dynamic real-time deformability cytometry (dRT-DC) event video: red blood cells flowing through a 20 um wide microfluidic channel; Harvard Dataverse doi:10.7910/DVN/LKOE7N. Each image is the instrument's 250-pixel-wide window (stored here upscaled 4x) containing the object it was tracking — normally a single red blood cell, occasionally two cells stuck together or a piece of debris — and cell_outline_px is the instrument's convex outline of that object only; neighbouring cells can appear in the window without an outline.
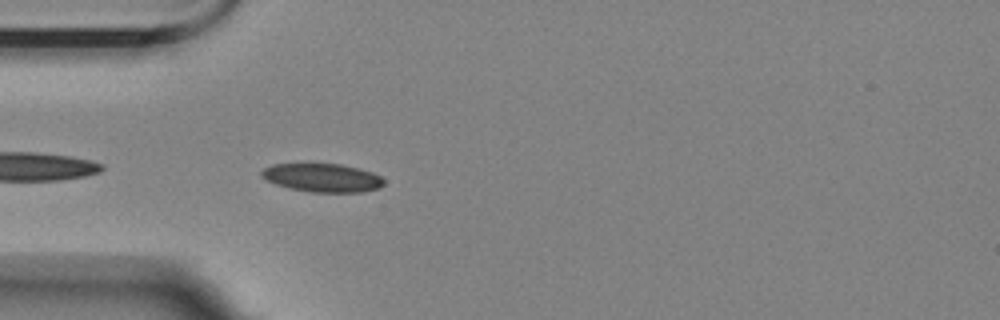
{"species": "Egyptian fruit bat (a non-hibernating species)", "species_latin": "Rousettus aegyptiacus", "temperature_condition": "room temperature", "stored_images_in_passage": 42, "camera_frame_rate_fps": 3000, "um_per_image_px": 0.085, "animal": {"sex": "female"}, "frame": {"image": 1, "passage_image": 1, "time_ms": 0.0, "image_size_px": [1000, 320], "cell_outline_px": [[384, 184], [380, 188], [364, 192], [312, 192], [288, 188], [276, 184], [260, 176], [260, 172], [264, 168], [272, 164], [340, 164], [372, 172], [380, 176], [384, 180]], "centroid_in_image_um": [27.41, 15.11], "position_along_channel_um": 57.6, "area_um2": 20.23}}
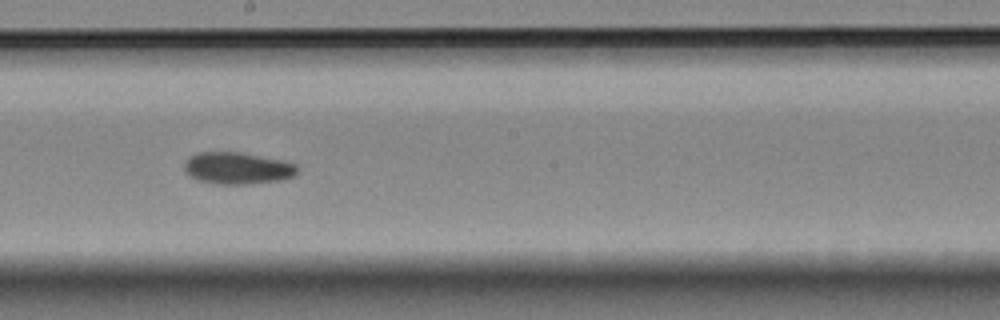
{"frame": {"image": 2, "passage_image": 16, "time_ms": 5.0, "image_size_px": [1000, 320], "cell_outline_px": [[296, 172], [292, 176], [284, 180], [244, 184], [216, 184], [200, 180], [192, 176], [184, 168], [184, 164], [196, 152], [240, 152], [284, 160], [296, 164]], "centroid_in_image_um": [20.22, 14.29], "position_along_channel_um": 228.0, "area_um2": 20.75}}
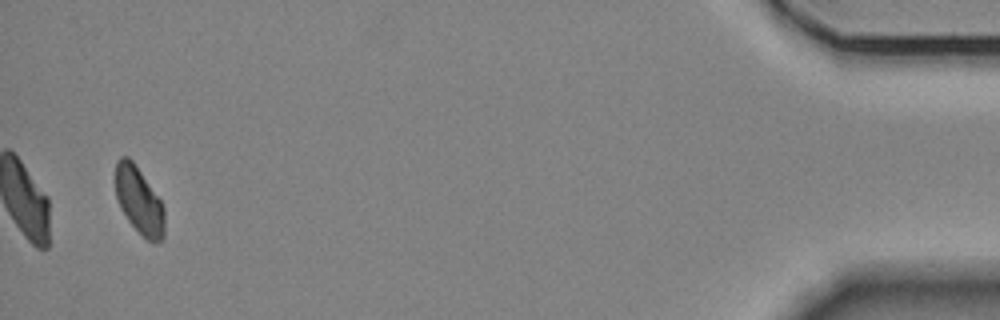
{"frame": {"image": 3, "passage_image": 40, "time_ms": 13.0, "image_size_px": [1000, 320], "cell_outline_px": [[164, 240], [156, 244], [148, 240], [128, 220], [120, 208], [116, 196], [116, 160], [120, 156], [128, 156], [132, 160], [160, 200], [164, 208]], "centroid_in_image_um": [11.83, 17.06], "position_along_channel_um": 423.4, "area_um2": 18.96}, "authors_computed_cell_mechanics": {"area_um2": 20.3167, "velocity_mm_per_s": 3.4577, "shape_relaxation_time_tau1_ms": null, "shape_relaxation_time_tau2_ms": 10.0943, "deformation_change_tau1": null, "deformation_change_tau2": 0.0937}}